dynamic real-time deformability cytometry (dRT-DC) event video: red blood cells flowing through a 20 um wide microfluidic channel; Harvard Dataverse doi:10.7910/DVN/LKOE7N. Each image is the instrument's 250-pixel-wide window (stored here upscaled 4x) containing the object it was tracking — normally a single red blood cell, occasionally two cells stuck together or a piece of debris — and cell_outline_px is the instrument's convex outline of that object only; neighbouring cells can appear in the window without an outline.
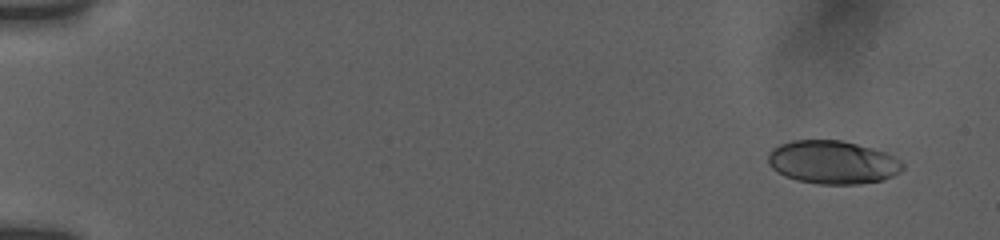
{"species": "human", "species_latin": "Homo sapiens", "temperature_condition": "room temperature", "stored_images_in_passage": 51, "camera_frame_rate_fps": 3000, "um_per_image_px": 0.085, "donor": {"sex": "female"}, "frame": {"image": 1, "passage_image": 2, "time_ms": 0.667, "image_size_px": [1000, 240], "cell_outline_px": [[904, 168], [900, 172], [892, 176], [880, 180], [860, 184], [820, 184], [796, 180], [784, 176], [776, 172], [768, 164], [768, 152], [772, 148], [780, 144], [792, 140], [840, 140], [872, 148], [884, 152], [900, 160], [904, 164]], "centroid_in_image_um": [70.74, 13.79], "position_along_channel_um": 14.3, "area_um2": 33.99}}
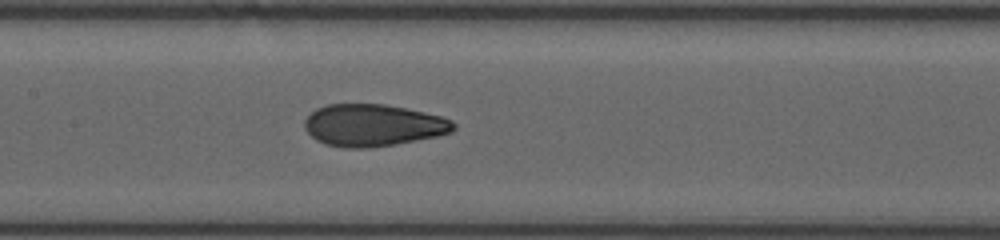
{"frame": {"image": 2, "passage_image": 21, "time_ms": 9.0, "image_size_px": [1000, 240], "cell_outline_px": [[456, 128], [452, 132], [436, 136], [396, 144], [368, 148], [344, 148], [328, 144], [316, 140], [304, 128], [304, 120], [316, 108], [328, 104], [384, 104], [424, 112], [440, 116], [452, 120], [456, 124]], "centroid_in_image_um": [31.71, 10.65], "position_along_channel_um": 175.7, "area_um2": 36.41}}
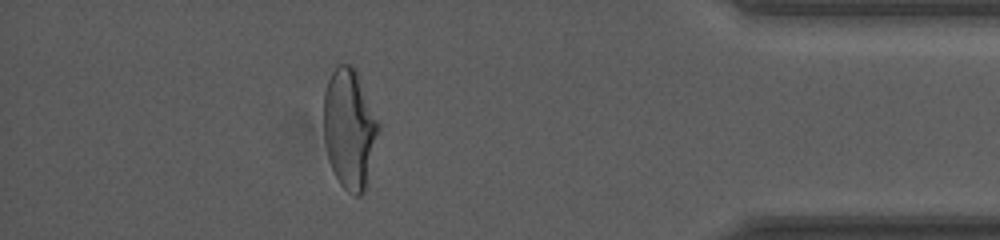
{"frame": {"image": 3, "passage_image": 44, "time_ms": 16.0, "image_size_px": [1000, 240], "cell_outline_px": [[380, 128], [364, 192], [360, 196], [356, 196], [348, 192], [340, 184], [332, 168], [328, 156], [324, 140], [324, 92], [328, 80], [336, 64], [352, 64], [356, 68], [360, 76], [380, 124]], "centroid_in_image_um": [29.72, 10.89], "position_along_channel_um": 405.5, "area_um2": 38.49}, "authors_computed_cell_mechanics": {"area_um2": 36.2984, "velocity_mm_per_s": 3.7873, "shape_relaxation_time_tau1_ms": 5.2537, "shape_relaxation_time_tau2_ms": 1.2095, "deformation_change_tau1": 0.194, "deformation_change_tau2": 0.0706}}